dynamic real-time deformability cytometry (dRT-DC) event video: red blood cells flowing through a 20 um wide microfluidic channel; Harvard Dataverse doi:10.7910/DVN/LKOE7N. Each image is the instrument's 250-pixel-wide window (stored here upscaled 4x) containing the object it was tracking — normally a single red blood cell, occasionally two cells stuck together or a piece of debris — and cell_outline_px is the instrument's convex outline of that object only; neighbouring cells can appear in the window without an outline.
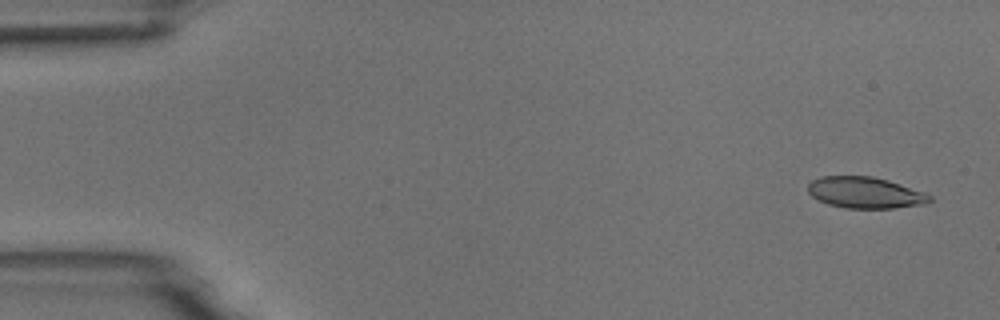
{"species": "common noctule bat (a hibernating species)", "species_latin": "Nyctalus noctula", "temperature_condition": "room temperature", "stored_images_in_passage": 3, "camera_frame_rate_fps": 3000, "um_per_image_px": 0.085, "animal": {"sex": "male", "body_mass_g": 18.8}, "frame": {"image": 1, "passage_image": 1, "time_ms": 0.0, "image_size_px": [1000, 320], "cell_outline_px": [[932, 200], [928, 204], [892, 208], [848, 208], [828, 204], [812, 196], [808, 192], [808, 184], [812, 180], [820, 176], [872, 176], [888, 180], [924, 192], [932, 196]], "centroid_in_image_um": [73.56, 16.37], "position_along_channel_um": 11.4, "area_um2": 22.2}}